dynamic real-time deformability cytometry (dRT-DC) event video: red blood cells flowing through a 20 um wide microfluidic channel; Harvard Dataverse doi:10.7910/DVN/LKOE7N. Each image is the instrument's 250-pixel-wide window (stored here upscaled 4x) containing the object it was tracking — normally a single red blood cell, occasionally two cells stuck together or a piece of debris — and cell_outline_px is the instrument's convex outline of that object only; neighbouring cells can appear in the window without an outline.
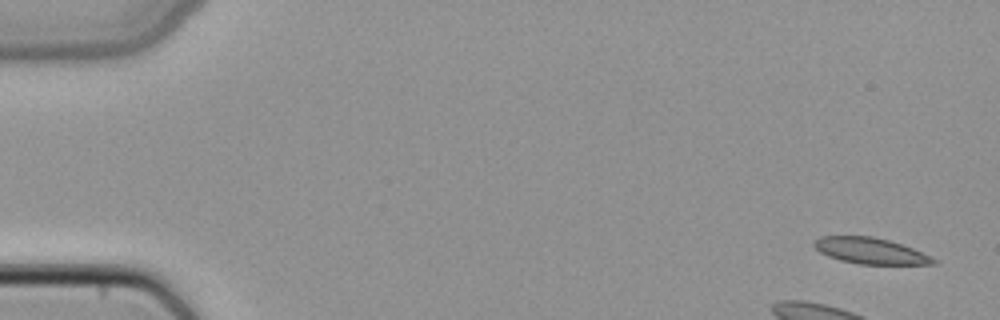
{"species": "common noctule bat (a hibernating species)", "species_latin": "Nyctalus noctula", "temperature_condition": "cold", "stored_images_in_passage": 5, "camera_frame_rate_fps": 3000, "um_per_image_px": 0.085, "animal": {"sex": "female", "body_mass_g": 22.7, "forearm_length_mm": 54.2}, "frame": {"image": 1, "passage_image": 1, "time_ms": 0.0, "image_size_px": [1000, 320], "cell_outline_px": [[940, 264], [860, 264], [840, 260], [828, 256], [820, 252], [812, 244], [820, 236], [872, 236], [888, 240], [912, 248], [940, 260]], "centroid_in_image_um": [74.02, 21.33], "position_along_channel_um": 11.0, "area_um2": 18.09}}